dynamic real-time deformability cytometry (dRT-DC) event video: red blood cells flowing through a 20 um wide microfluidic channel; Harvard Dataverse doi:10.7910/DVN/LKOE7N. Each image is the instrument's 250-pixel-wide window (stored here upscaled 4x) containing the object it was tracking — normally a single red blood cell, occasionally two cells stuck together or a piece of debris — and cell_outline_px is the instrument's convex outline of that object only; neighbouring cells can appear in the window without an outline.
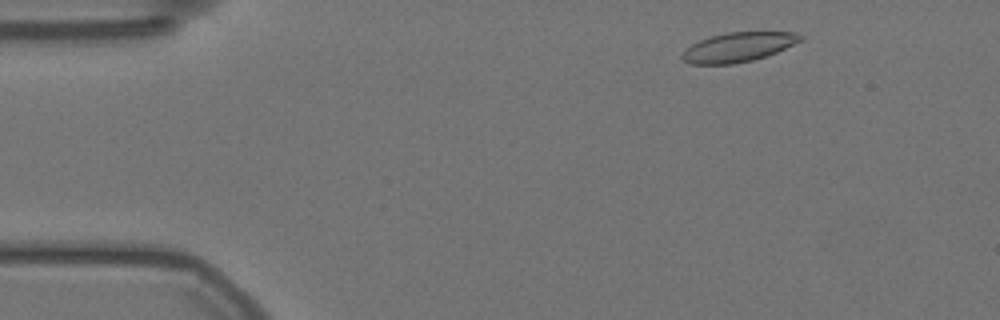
{"species": "Egyptian fruit bat (a non-hibernating species)", "species_latin": "Rousettus aegyptiacus", "temperature_condition": "warm", "stored_images_in_passage": 44, "camera_frame_rate_fps": 3000, "um_per_image_px": 0.085, "animal": {"sex": "female"}, "frame": {"image": 1, "passage_image": 4, "time_ms": 1.0, "image_size_px": [1000, 320], "cell_outline_px": [[804, 40], [776, 52], [752, 60], [736, 64], [692, 64], [684, 60], [680, 56], [684, 48], [700, 40], [712, 36], [728, 32], [796, 32], [804, 36]], "centroid_in_image_um": [62.76, 4.0], "position_along_channel_um": 22.2, "area_um2": 20.29}}
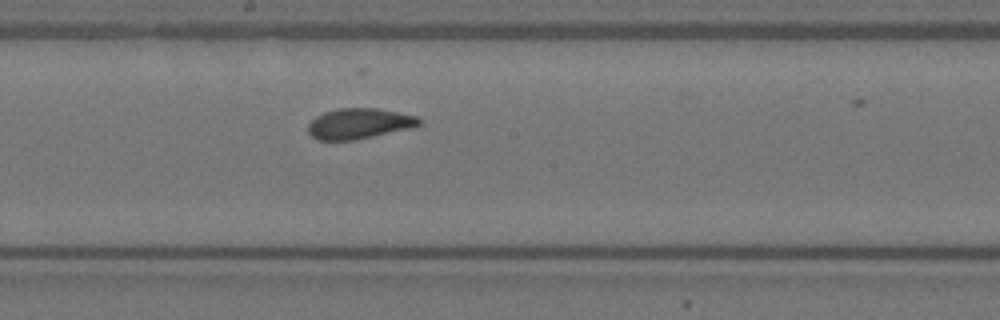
{"frame": {"image": 2, "passage_image": 27, "time_ms": 8.667, "image_size_px": [1000, 320], "cell_outline_px": [[424, 120], [420, 124], [408, 128], [356, 140], [316, 140], [308, 132], [308, 124], [316, 116], [324, 112], [340, 108], [376, 108], [416, 116]], "centroid_in_image_um": [30.49, 10.5], "position_along_channel_um": 217.7, "area_um2": 19.59}}
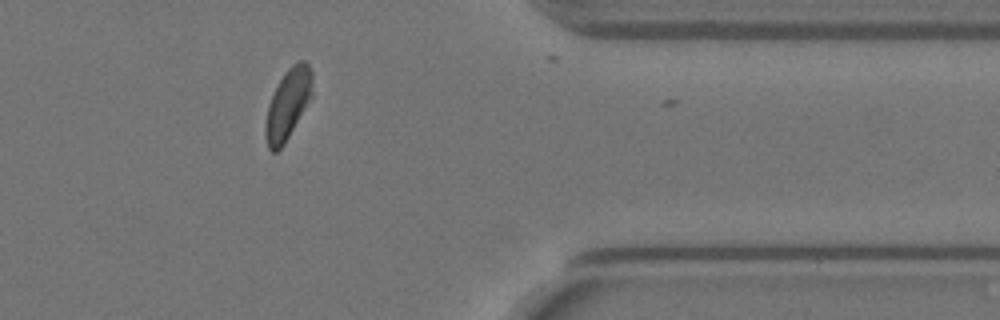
{"frame": {"image": 3, "passage_image": 43, "time_ms": 14.0, "image_size_px": [1000, 320], "cell_outline_px": [[312, 96], [284, 144], [276, 152], [272, 152], [268, 148], [264, 132], [264, 128], [268, 104], [280, 80], [288, 68], [292, 64], [300, 60], [304, 60], [308, 64], [312, 72]], "centroid_in_image_um": [24.46, 8.85], "position_along_channel_um": 386.9, "area_um2": 19.02}, "authors_computed_cell_mechanics": {"area_um2": 20.3456, "velocity_mm_per_s": 3.527, "shape_relaxation_time_tau1_ms": 6.0213, "shape_relaxation_time_tau2_ms": 1.0459, "deformation_change_tau1": 0.134, "deformation_change_tau2": 0.068}}